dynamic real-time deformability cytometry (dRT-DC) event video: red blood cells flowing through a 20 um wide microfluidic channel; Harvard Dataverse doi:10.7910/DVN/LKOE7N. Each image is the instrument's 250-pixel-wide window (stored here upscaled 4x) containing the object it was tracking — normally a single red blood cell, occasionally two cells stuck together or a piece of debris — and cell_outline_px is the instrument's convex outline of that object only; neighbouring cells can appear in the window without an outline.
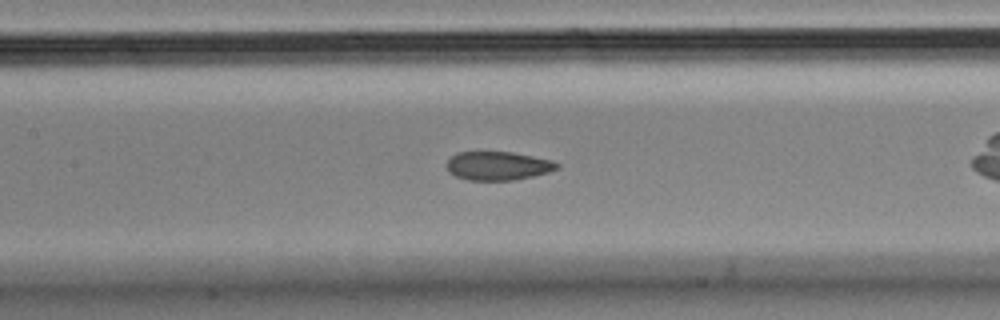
{"species": "Egyptian fruit bat (a non-hibernating species)", "species_latin": "Rousettus aegyptiacus", "temperature_condition": "cold", "stored_images_in_passage": 44, "camera_frame_rate_fps": 3000, "um_per_image_px": 0.085, "animal": {"sex": "male"}, "frame": {"image": 1, "passage_image": 13, "time_ms": 4.0, "image_size_px": [1000, 320], "cell_outline_px": [[560, 168], [548, 172], [532, 176], [512, 180], [468, 180], [456, 176], [448, 172], [444, 164], [456, 152], [512, 152], [552, 160], [560, 164]], "centroid_in_image_um": [42.3, 14.09], "position_along_channel_um": 165.1, "area_um2": 18.5}}
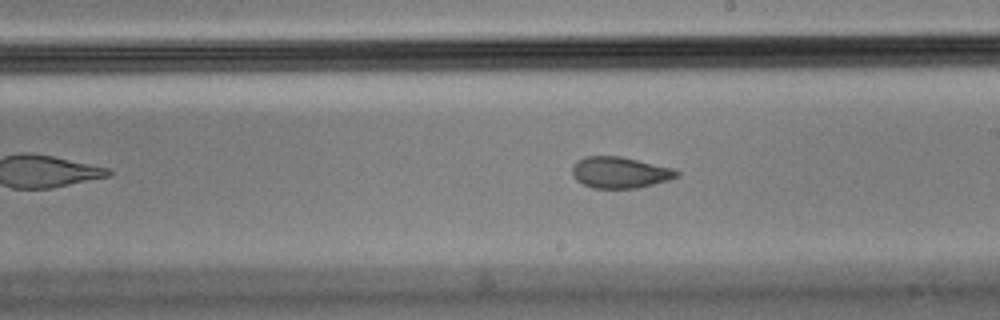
{"frame": {"image": 2, "passage_image": 19, "time_ms": 6.0, "image_size_px": [1000, 320], "cell_outline_px": [[680, 176], [668, 180], [640, 188], [592, 188], [576, 180], [572, 176], [572, 168], [576, 160], [584, 156], [620, 156], [672, 168], [680, 172]], "centroid_in_image_um": [52.68, 14.66], "position_along_channel_um": 236.3, "area_um2": 19.13}, "authors_computed_cell_mechanics": {"area_um2": 19.9699, "velocity_mm_per_s": 3.5735, "shape_relaxation_time_tau1_ms": null, "shape_relaxation_time_tau2_ms": 2.0895, "deformation_change_tau1": null, "deformation_change_tau2": 0.0627}}